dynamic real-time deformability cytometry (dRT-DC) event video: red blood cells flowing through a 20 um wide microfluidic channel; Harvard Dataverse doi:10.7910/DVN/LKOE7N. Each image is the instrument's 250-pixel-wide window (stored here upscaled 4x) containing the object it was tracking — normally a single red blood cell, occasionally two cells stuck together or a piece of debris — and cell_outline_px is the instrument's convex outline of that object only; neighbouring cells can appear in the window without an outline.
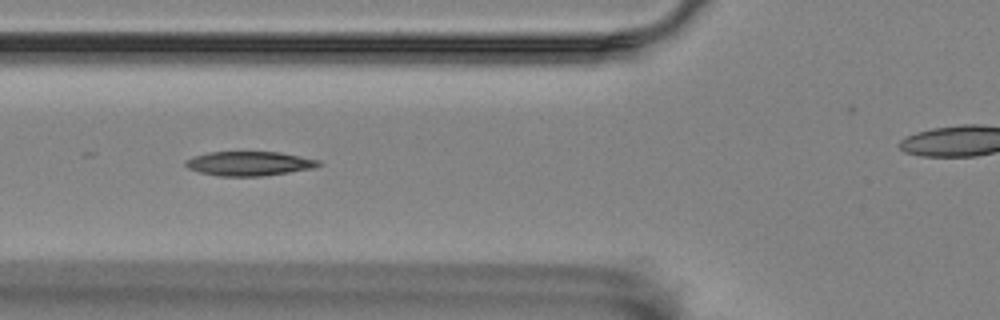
{"species": "Egyptian fruit bat (a non-hibernating species)", "species_latin": "Rousettus aegyptiacus", "temperature_condition": "room temperature", "stored_images_in_passage": 10, "camera_frame_rate_fps": 3000, "um_per_image_px": 0.085, "animal": {"sex": "female"}, "frame": {"image": 1, "passage_image": 7, "time_ms": 2.0, "image_size_px": [1000, 320], "cell_outline_px": [[324, 164], [312, 168], [288, 172], [260, 176], [220, 176], [200, 172], [188, 168], [184, 164], [184, 160], [192, 156], [208, 152], [280, 152], [320, 160]], "centroid_in_image_um": [21.16, 13.89], "position_along_channel_um": 104.6, "area_um2": 18.84}}